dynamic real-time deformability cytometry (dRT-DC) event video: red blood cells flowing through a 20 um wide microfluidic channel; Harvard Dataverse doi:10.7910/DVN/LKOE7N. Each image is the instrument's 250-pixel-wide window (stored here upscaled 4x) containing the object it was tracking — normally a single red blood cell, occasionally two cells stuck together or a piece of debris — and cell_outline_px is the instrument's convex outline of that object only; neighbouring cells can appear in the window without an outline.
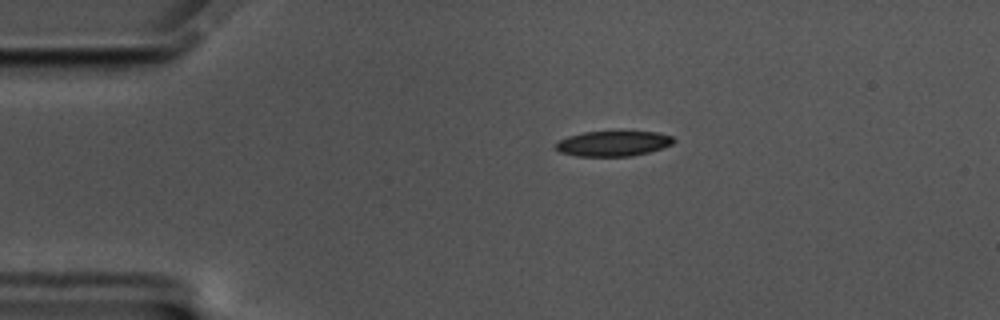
{"species": "common noctule bat (a hibernating species)", "species_latin": "Nyctalus noctula", "temperature_condition": "cold", "stored_images_in_passage": 16, "camera_frame_rate_fps": 3000, "um_per_image_px": 0.085, "animal": {"sex": "male", "body_mass_g": 17.5, "forearm_length_mm": 52.3}, "frame": {"image": 1, "passage_image": 1, "time_ms": 0.0, "image_size_px": [1000, 320], "cell_outline_px": [[676, 140], [672, 144], [648, 152], [632, 156], [576, 156], [560, 152], [552, 148], [560, 140], [568, 136], [584, 132], [656, 132], [672, 136]], "centroid_in_image_um": [52.09, 12.21], "position_along_channel_um": 32.9, "area_um2": 17.22}}